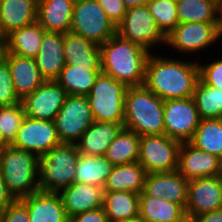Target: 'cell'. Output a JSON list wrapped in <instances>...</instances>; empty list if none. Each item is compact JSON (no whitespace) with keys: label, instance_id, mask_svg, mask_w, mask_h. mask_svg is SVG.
<instances>
[{"label":"cell","instance_id":"1","mask_svg":"<svg viewBox=\"0 0 222 222\" xmlns=\"http://www.w3.org/2000/svg\"><path fill=\"white\" fill-rule=\"evenodd\" d=\"M198 81V62L167 59L150 53L144 85L163 101L192 97Z\"/></svg>","mask_w":222,"mask_h":222},{"label":"cell","instance_id":"2","mask_svg":"<svg viewBox=\"0 0 222 222\" xmlns=\"http://www.w3.org/2000/svg\"><path fill=\"white\" fill-rule=\"evenodd\" d=\"M99 47L102 73L127 87L144 85L150 51L117 33Z\"/></svg>","mask_w":222,"mask_h":222},{"label":"cell","instance_id":"3","mask_svg":"<svg viewBox=\"0 0 222 222\" xmlns=\"http://www.w3.org/2000/svg\"><path fill=\"white\" fill-rule=\"evenodd\" d=\"M163 103L145 85L128 87L124 103V128L140 137L164 134Z\"/></svg>","mask_w":222,"mask_h":222},{"label":"cell","instance_id":"4","mask_svg":"<svg viewBox=\"0 0 222 222\" xmlns=\"http://www.w3.org/2000/svg\"><path fill=\"white\" fill-rule=\"evenodd\" d=\"M0 176L15 200L39 191L38 156L7 144L0 149Z\"/></svg>","mask_w":222,"mask_h":222},{"label":"cell","instance_id":"5","mask_svg":"<svg viewBox=\"0 0 222 222\" xmlns=\"http://www.w3.org/2000/svg\"><path fill=\"white\" fill-rule=\"evenodd\" d=\"M78 156L76 144L67 143L38 156L39 191L58 193L73 184Z\"/></svg>","mask_w":222,"mask_h":222},{"label":"cell","instance_id":"6","mask_svg":"<svg viewBox=\"0 0 222 222\" xmlns=\"http://www.w3.org/2000/svg\"><path fill=\"white\" fill-rule=\"evenodd\" d=\"M128 87L100 73L86 96L95 121L124 123L125 94Z\"/></svg>","mask_w":222,"mask_h":222},{"label":"cell","instance_id":"7","mask_svg":"<svg viewBox=\"0 0 222 222\" xmlns=\"http://www.w3.org/2000/svg\"><path fill=\"white\" fill-rule=\"evenodd\" d=\"M70 31L100 46L116 34V25L96 0H75Z\"/></svg>","mask_w":222,"mask_h":222},{"label":"cell","instance_id":"8","mask_svg":"<svg viewBox=\"0 0 222 222\" xmlns=\"http://www.w3.org/2000/svg\"><path fill=\"white\" fill-rule=\"evenodd\" d=\"M181 142L165 134L140 138L138 162L146 173H162L178 170Z\"/></svg>","mask_w":222,"mask_h":222},{"label":"cell","instance_id":"9","mask_svg":"<svg viewBox=\"0 0 222 222\" xmlns=\"http://www.w3.org/2000/svg\"><path fill=\"white\" fill-rule=\"evenodd\" d=\"M116 33L148 51L156 44H166V36L158 28L147 6L128 8L124 18L116 26Z\"/></svg>","mask_w":222,"mask_h":222},{"label":"cell","instance_id":"10","mask_svg":"<svg viewBox=\"0 0 222 222\" xmlns=\"http://www.w3.org/2000/svg\"><path fill=\"white\" fill-rule=\"evenodd\" d=\"M94 121L87 97L79 95H67L54 119L60 142L67 144H76Z\"/></svg>","mask_w":222,"mask_h":222},{"label":"cell","instance_id":"11","mask_svg":"<svg viewBox=\"0 0 222 222\" xmlns=\"http://www.w3.org/2000/svg\"><path fill=\"white\" fill-rule=\"evenodd\" d=\"M164 134L169 138L189 142L200 122L192 97L164 100Z\"/></svg>","mask_w":222,"mask_h":222},{"label":"cell","instance_id":"12","mask_svg":"<svg viewBox=\"0 0 222 222\" xmlns=\"http://www.w3.org/2000/svg\"><path fill=\"white\" fill-rule=\"evenodd\" d=\"M54 121L39 120L25 116L11 145L44 155L53 147L60 145Z\"/></svg>","mask_w":222,"mask_h":222},{"label":"cell","instance_id":"13","mask_svg":"<svg viewBox=\"0 0 222 222\" xmlns=\"http://www.w3.org/2000/svg\"><path fill=\"white\" fill-rule=\"evenodd\" d=\"M220 39L216 23L184 22L166 36V45L186 55L208 48Z\"/></svg>","mask_w":222,"mask_h":222},{"label":"cell","instance_id":"14","mask_svg":"<svg viewBox=\"0 0 222 222\" xmlns=\"http://www.w3.org/2000/svg\"><path fill=\"white\" fill-rule=\"evenodd\" d=\"M222 208V175L195 178L188 181L187 218L212 212Z\"/></svg>","mask_w":222,"mask_h":222},{"label":"cell","instance_id":"15","mask_svg":"<svg viewBox=\"0 0 222 222\" xmlns=\"http://www.w3.org/2000/svg\"><path fill=\"white\" fill-rule=\"evenodd\" d=\"M67 92L55 80H46L22 100L25 115L39 120L54 121L67 98Z\"/></svg>","mask_w":222,"mask_h":222},{"label":"cell","instance_id":"16","mask_svg":"<svg viewBox=\"0 0 222 222\" xmlns=\"http://www.w3.org/2000/svg\"><path fill=\"white\" fill-rule=\"evenodd\" d=\"M178 171L186 180L222 175V160L208 152L199 150L189 142L179 149Z\"/></svg>","mask_w":222,"mask_h":222},{"label":"cell","instance_id":"17","mask_svg":"<svg viewBox=\"0 0 222 222\" xmlns=\"http://www.w3.org/2000/svg\"><path fill=\"white\" fill-rule=\"evenodd\" d=\"M188 180L178 171L147 173L143 192L181 205L187 203Z\"/></svg>","mask_w":222,"mask_h":222},{"label":"cell","instance_id":"18","mask_svg":"<svg viewBox=\"0 0 222 222\" xmlns=\"http://www.w3.org/2000/svg\"><path fill=\"white\" fill-rule=\"evenodd\" d=\"M68 218L103 207L104 188L74 182L58 192Z\"/></svg>","mask_w":222,"mask_h":222},{"label":"cell","instance_id":"19","mask_svg":"<svg viewBox=\"0 0 222 222\" xmlns=\"http://www.w3.org/2000/svg\"><path fill=\"white\" fill-rule=\"evenodd\" d=\"M4 59L10 69L14 90L21 100L46 81L34 58L5 53Z\"/></svg>","mask_w":222,"mask_h":222},{"label":"cell","instance_id":"20","mask_svg":"<svg viewBox=\"0 0 222 222\" xmlns=\"http://www.w3.org/2000/svg\"><path fill=\"white\" fill-rule=\"evenodd\" d=\"M20 200L26 205L30 222H69L58 193L38 191Z\"/></svg>","mask_w":222,"mask_h":222},{"label":"cell","instance_id":"21","mask_svg":"<svg viewBox=\"0 0 222 222\" xmlns=\"http://www.w3.org/2000/svg\"><path fill=\"white\" fill-rule=\"evenodd\" d=\"M62 33L45 32L35 59L45 80H55L65 67Z\"/></svg>","mask_w":222,"mask_h":222},{"label":"cell","instance_id":"22","mask_svg":"<svg viewBox=\"0 0 222 222\" xmlns=\"http://www.w3.org/2000/svg\"><path fill=\"white\" fill-rule=\"evenodd\" d=\"M124 127V123L94 121L76 143L80 154L105 156L110 143Z\"/></svg>","mask_w":222,"mask_h":222},{"label":"cell","instance_id":"23","mask_svg":"<svg viewBox=\"0 0 222 222\" xmlns=\"http://www.w3.org/2000/svg\"><path fill=\"white\" fill-rule=\"evenodd\" d=\"M75 0H38L37 22L46 32L70 31Z\"/></svg>","mask_w":222,"mask_h":222},{"label":"cell","instance_id":"24","mask_svg":"<svg viewBox=\"0 0 222 222\" xmlns=\"http://www.w3.org/2000/svg\"><path fill=\"white\" fill-rule=\"evenodd\" d=\"M38 0H0L2 37L37 21Z\"/></svg>","mask_w":222,"mask_h":222},{"label":"cell","instance_id":"25","mask_svg":"<svg viewBox=\"0 0 222 222\" xmlns=\"http://www.w3.org/2000/svg\"><path fill=\"white\" fill-rule=\"evenodd\" d=\"M65 64L81 68H101L100 47L69 31L63 34Z\"/></svg>","mask_w":222,"mask_h":222},{"label":"cell","instance_id":"26","mask_svg":"<svg viewBox=\"0 0 222 222\" xmlns=\"http://www.w3.org/2000/svg\"><path fill=\"white\" fill-rule=\"evenodd\" d=\"M45 32V29L37 21L13 30L4 37L5 53L35 58Z\"/></svg>","mask_w":222,"mask_h":222},{"label":"cell","instance_id":"27","mask_svg":"<svg viewBox=\"0 0 222 222\" xmlns=\"http://www.w3.org/2000/svg\"><path fill=\"white\" fill-rule=\"evenodd\" d=\"M140 195L139 214L147 222H183L187 216L185 209L174 202L145 194Z\"/></svg>","mask_w":222,"mask_h":222},{"label":"cell","instance_id":"28","mask_svg":"<svg viewBox=\"0 0 222 222\" xmlns=\"http://www.w3.org/2000/svg\"><path fill=\"white\" fill-rule=\"evenodd\" d=\"M144 167L138 162L115 165L104 185V191H143L146 177Z\"/></svg>","mask_w":222,"mask_h":222},{"label":"cell","instance_id":"29","mask_svg":"<svg viewBox=\"0 0 222 222\" xmlns=\"http://www.w3.org/2000/svg\"><path fill=\"white\" fill-rule=\"evenodd\" d=\"M101 72V68H81L65 64L55 81L68 95L87 96Z\"/></svg>","mask_w":222,"mask_h":222},{"label":"cell","instance_id":"30","mask_svg":"<svg viewBox=\"0 0 222 222\" xmlns=\"http://www.w3.org/2000/svg\"><path fill=\"white\" fill-rule=\"evenodd\" d=\"M140 195L128 191H104L108 222H123L139 214Z\"/></svg>","mask_w":222,"mask_h":222},{"label":"cell","instance_id":"31","mask_svg":"<svg viewBox=\"0 0 222 222\" xmlns=\"http://www.w3.org/2000/svg\"><path fill=\"white\" fill-rule=\"evenodd\" d=\"M113 165L105 156H90L79 153L74 182L104 187Z\"/></svg>","mask_w":222,"mask_h":222},{"label":"cell","instance_id":"32","mask_svg":"<svg viewBox=\"0 0 222 222\" xmlns=\"http://www.w3.org/2000/svg\"><path fill=\"white\" fill-rule=\"evenodd\" d=\"M189 143L222 160V118L200 119Z\"/></svg>","mask_w":222,"mask_h":222},{"label":"cell","instance_id":"33","mask_svg":"<svg viewBox=\"0 0 222 222\" xmlns=\"http://www.w3.org/2000/svg\"><path fill=\"white\" fill-rule=\"evenodd\" d=\"M140 138L134 131L123 127L110 143L105 157L113 166L138 161Z\"/></svg>","mask_w":222,"mask_h":222},{"label":"cell","instance_id":"34","mask_svg":"<svg viewBox=\"0 0 222 222\" xmlns=\"http://www.w3.org/2000/svg\"><path fill=\"white\" fill-rule=\"evenodd\" d=\"M192 98L200 119L222 118V89L209 86L200 79Z\"/></svg>","mask_w":222,"mask_h":222},{"label":"cell","instance_id":"35","mask_svg":"<svg viewBox=\"0 0 222 222\" xmlns=\"http://www.w3.org/2000/svg\"><path fill=\"white\" fill-rule=\"evenodd\" d=\"M179 23H216V0H177Z\"/></svg>","mask_w":222,"mask_h":222},{"label":"cell","instance_id":"36","mask_svg":"<svg viewBox=\"0 0 222 222\" xmlns=\"http://www.w3.org/2000/svg\"><path fill=\"white\" fill-rule=\"evenodd\" d=\"M146 6L165 36L170 34L179 24L175 0H150Z\"/></svg>","mask_w":222,"mask_h":222},{"label":"cell","instance_id":"37","mask_svg":"<svg viewBox=\"0 0 222 222\" xmlns=\"http://www.w3.org/2000/svg\"><path fill=\"white\" fill-rule=\"evenodd\" d=\"M25 116L21 101L0 107V138L5 145L13 142Z\"/></svg>","mask_w":222,"mask_h":222},{"label":"cell","instance_id":"38","mask_svg":"<svg viewBox=\"0 0 222 222\" xmlns=\"http://www.w3.org/2000/svg\"><path fill=\"white\" fill-rule=\"evenodd\" d=\"M11 78L10 69L5 59L0 61V107L19 103Z\"/></svg>","mask_w":222,"mask_h":222},{"label":"cell","instance_id":"39","mask_svg":"<svg viewBox=\"0 0 222 222\" xmlns=\"http://www.w3.org/2000/svg\"><path fill=\"white\" fill-rule=\"evenodd\" d=\"M199 65V79L212 87L222 89V59L215 60L209 64Z\"/></svg>","mask_w":222,"mask_h":222},{"label":"cell","instance_id":"40","mask_svg":"<svg viewBox=\"0 0 222 222\" xmlns=\"http://www.w3.org/2000/svg\"><path fill=\"white\" fill-rule=\"evenodd\" d=\"M3 222H30L26 205L20 200H14L3 211Z\"/></svg>","mask_w":222,"mask_h":222},{"label":"cell","instance_id":"41","mask_svg":"<svg viewBox=\"0 0 222 222\" xmlns=\"http://www.w3.org/2000/svg\"><path fill=\"white\" fill-rule=\"evenodd\" d=\"M107 14L108 18L117 26L127 11L122 0H96Z\"/></svg>","mask_w":222,"mask_h":222},{"label":"cell","instance_id":"42","mask_svg":"<svg viewBox=\"0 0 222 222\" xmlns=\"http://www.w3.org/2000/svg\"><path fill=\"white\" fill-rule=\"evenodd\" d=\"M69 222H108L104 207L86 211L69 218Z\"/></svg>","mask_w":222,"mask_h":222},{"label":"cell","instance_id":"43","mask_svg":"<svg viewBox=\"0 0 222 222\" xmlns=\"http://www.w3.org/2000/svg\"><path fill=\"white\" fill-rule=\"evenodd\" d=\"M15 199L9 193L6 184L0 176V211H3L8 205H10Z\"/></svg>","mask_w":222,"mask_h":222},{"label":"cell","instance_id":"44","mask_svg":"<svg viewBox=\"0 0 222 222\" xmlns=\"http://www.w3.org/2000/svg\"><path fill=\"white\" fill-rule=\"evenodd\" d=\"M192 220L194 222H222V208L195 216Z\"/></svg>","mask_w":222,"mask_h":222},{"label":"cell","instance_id":"45","mask_svg":"<svg viewBox=\"0 0 222 222\" xmlns=\"http://www.w3.org/2000/svg\"><path fill=\"white\" fill-rule=\"evenodd\" d=\"M216 26L219 37H222V0H216Z\"/></svg>","mask_w":222,"mask_h":222},{"label":"cell","instance_id":"46","mask_svg":"<svg viewBox=\"0 0 222 222\" xmlns=\"http://www.w3.org/2000/svg\"><path fill=\"white\" fill-rule=\"evenodd\" d=\"M124 2L125 7H138V6H146L150 0H122Z\"/></svg>","mask_w":222,"mask_h":222},{"label":"cell","instance_id":"47","mask_svg":"<svg viewBox=\"0 0 222 222\" xmlns=\"http://www.w3.org/2000/svg\"><path fill=\"white\" fill-rule=\"evenodd\" d=\"M5 54V38L0 36V61L4 59Z\"/></svg>","mask_w":222,"mask_h":222},{"label":"cell","instance_id":"48","mask_svg":"<svg viewBox=\"0 0 222 222\" xmlns=\"http://www.w3.org/2000/svg\"><path fill=\"white\" fill-rule=\"evenodd\" d=\"M123 222H147L140 214L133 216Z\"/></svg>","mask_w":222,"mask_h":222},{"label":"cell","instance_id":"49","mask_svg":"<svg viewBox=\"0 0 222 222\" xmlns=\"http://www.w3.org/2000/svg\"><path fill=\"white\" fill-rule=\"evenodd\" d=\"M0 222H3V214H2V211H0Z\"/></svg>","mask_w":222,"mask_h":222},{"label":"cell","instance_id":"50","mask_svg":"<svg viewBox=\"0 0 222 222\" xmlns=\"http://www.w3.org/2000/svg\"><path fill=\"white\" fill-rule=\"evenodd\" d=\"M183 222H194L192 219L186 218Z\"/></svg>","mask_w":222,"mask_h":222},{"label":"cell","instance_id":"51","mask_svg":"<svg viewBox=\"0 0 222 222\" xmlns=\"http://www.w3.org/2000/svg\"><path fill=\"white\" fill-rule=\"evenodd\" d=\"M5 146V144L1 141V138H0V149Z\"/></svg>","mask_w":222,"mask_h":222}]
</instances>
